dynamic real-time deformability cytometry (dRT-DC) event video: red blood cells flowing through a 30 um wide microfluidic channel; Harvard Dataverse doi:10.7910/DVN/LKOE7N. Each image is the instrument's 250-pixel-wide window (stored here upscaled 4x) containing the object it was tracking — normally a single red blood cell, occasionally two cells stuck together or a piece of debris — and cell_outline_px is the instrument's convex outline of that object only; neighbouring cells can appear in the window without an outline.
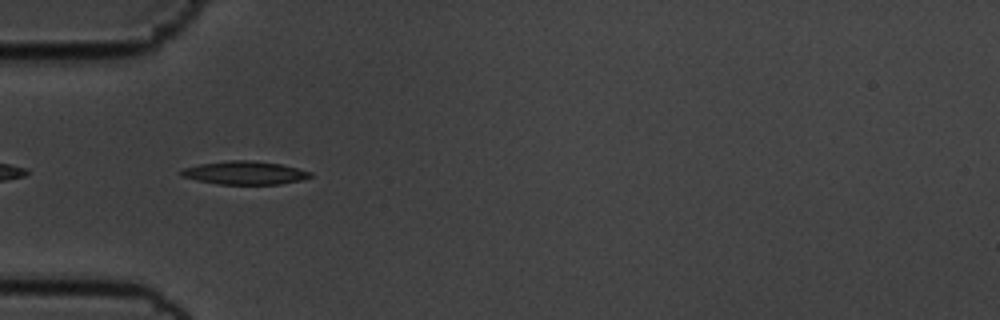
{"species": "common noctule bat (a hibernating species)", "species_latin": "Nyctalus noctula", "temperature_condition": "cold", "stored_images_in_passage": 40, "camera_frame_rate_fps": 3000, "um_per_image_px": 0.085, "animal": {"sex": "male", "body_mass_g": 19.5, "forearm_length_mm": 54.6}, "frame": {"image": 1, "passage_image": 2, "time_ms": 0.333, "image_size_px": [1000, 320], "cell_outline_px": [[312, 176], [300, 180], [280, 184], [216, 184], [196, 180], [180, 176], [180, 168], [200, 164], [228, 160], [252, 160], [280, 164], [312, 172]], "centroid_in_image_um": [20.74, 14.69], "position_along_channel_um": 64.3, "area_um2": 17.57}}
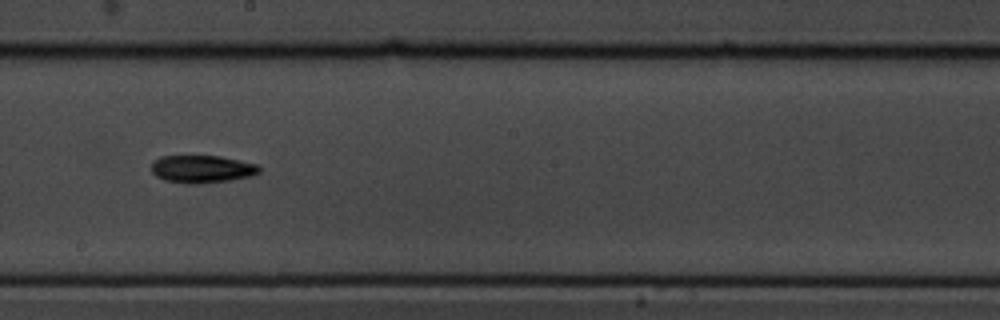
{"frame": {"image": 2, "passage_image": 16, "time_ms": 5.0, "image_size_px": [1000, 320], "cell_outline_px": [[260, 172], [252, 176], [232, 180], [196, 184], [184, 184], [164, 180], [156, 176], [152, 172], [152, 160], [160, 156], [220, 156], [260, 164]], "centroid_in_image_um": [17.18, 14.37], "position_along_channel_um": 231.0, "area_um2": 17.69}}
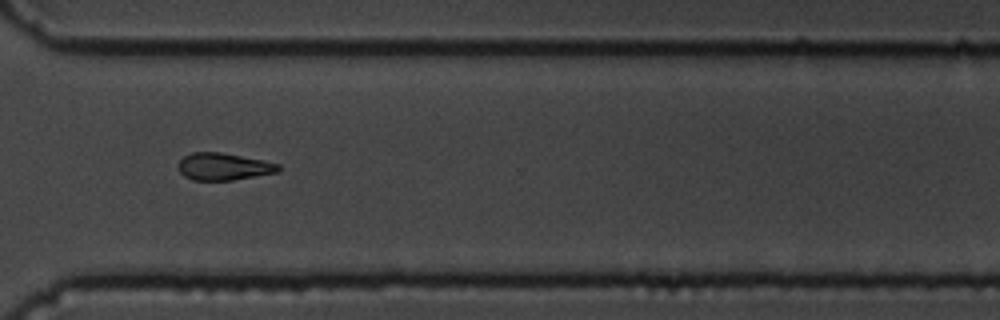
{"frame": {"image": 3, "passage_image": 26, "time_ms": 8.333, "image_size_px": [1000, 320], "cell_outline_px": [[280, 172], [232, 180], [192, 180], [184, 176], [180, 172], [180, 160], [184, 156], [192, 152], [220, 152], [280, 164]], "centroid_in_image_um": [19.02, 14.17], "position_along_channel_um": 351.6, "area_um2": 15.66}, "authors_computed_cell_mechanics": {"area_um2": 16.3574, "velocity_mm_per_s": 3.6164, "shape_relaxation_time_tau1_ms": 8.8252, "shape_relaxation_time_tau2_ms": null, "deformation_change_tau1": 0.181, "deformation_change_tau2": null}}